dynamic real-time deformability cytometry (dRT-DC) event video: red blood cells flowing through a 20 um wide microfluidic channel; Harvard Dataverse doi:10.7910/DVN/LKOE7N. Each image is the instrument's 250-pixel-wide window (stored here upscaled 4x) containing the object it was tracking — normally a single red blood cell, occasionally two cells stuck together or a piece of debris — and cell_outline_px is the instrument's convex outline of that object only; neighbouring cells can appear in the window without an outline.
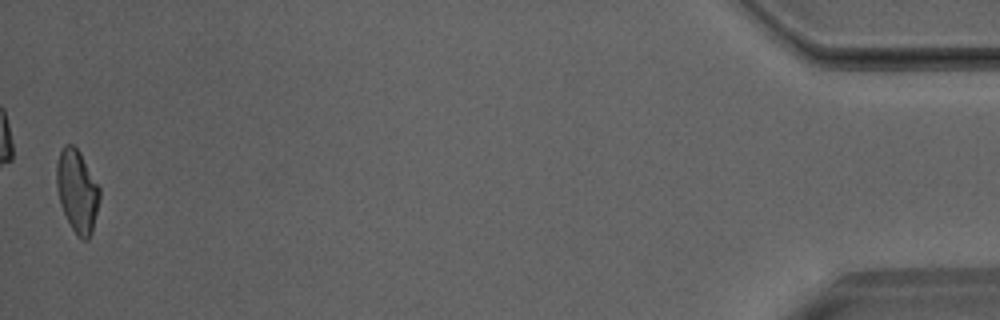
{"species": "Egyptian fruit bat (a non-hibernating species)", "species_latin": "Rousettus aegyptiacus", "temperature_condition": "room temperature", "stored_images_in_passage": 42, "camera_frame_rate_fps": 3000, "um_per_image_px": 0.085, "animal": {"sex": "male"}, "frame": {"image": 1, "passage_image": 42, "time_ms": 13.667, "image_size_px": [1000, 320], "cell_outline_px": [[100, 196], [92, 232], [88, 240], [80, 240], [76, 236], [60, 204], [56, 188], [56, 164], [60, 152], [64, 144], [72, 144], [80, 152], [100, 188]], "centroid_in_image_um": [6.55, 16.25], "position_along_channel_um": 428.7, "area_um2": 20.75}}